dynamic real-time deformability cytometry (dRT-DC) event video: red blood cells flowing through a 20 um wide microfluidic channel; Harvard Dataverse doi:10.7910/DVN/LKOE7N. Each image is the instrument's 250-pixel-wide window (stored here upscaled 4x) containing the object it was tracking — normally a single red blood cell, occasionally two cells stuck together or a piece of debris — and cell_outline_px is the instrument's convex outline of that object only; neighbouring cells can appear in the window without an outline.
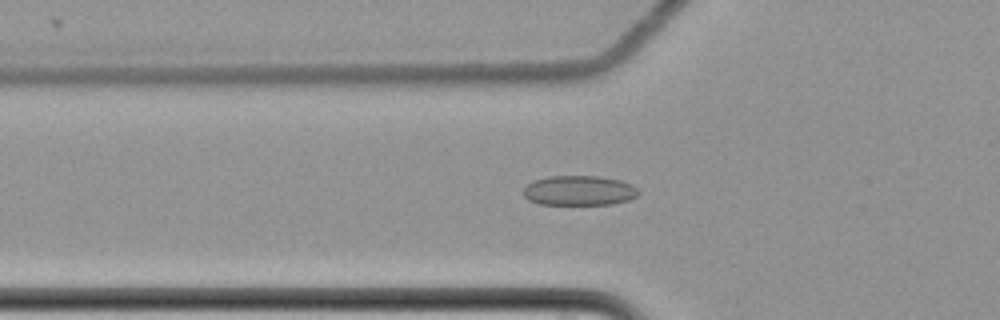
{"species": "common noctule bat (a hibernating species)", "species_latin": "Nyctalus noctula", "temperature_condition": "cold", "stored_images_in_passage": 61, "camera_frame_rate_fps": 3000, "um_per_image_px": 0.085, "animal": {"sex": "female", "body_mass_g": 22.7, "forearm_length_mm": 54.2}, "frame": {"image": 1, "passage_image": 23, "time_ms": 7.333, "image_size_px": [1000, 320], "cell_outline_px": [[640, 192], [636, 196], [628, 200], [612, 204], [540, 204], [528, 200], [524, 196], [524, 188], [532, 180], [548, 176], [596, 176], [620, 180], [632, 184]], "centroid_in_image_um": [49.21, 16.19], "position_along_channel_um": 76.6, "area_um2": 20.0}}
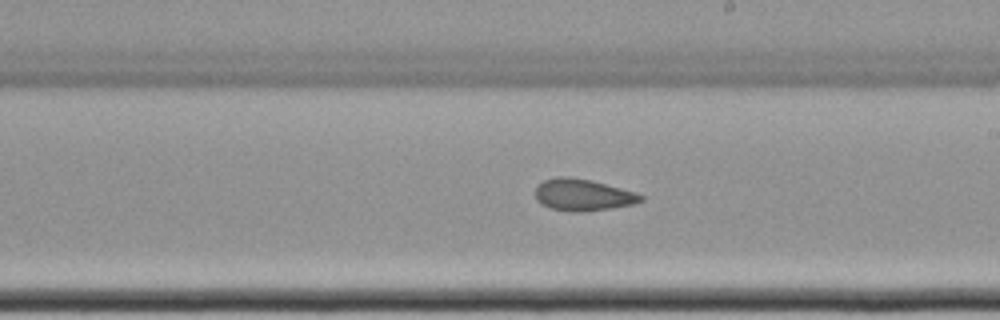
{"frame": {"image": 2, "passage_image": 37, "time_ms": 12.0, "image_size_px": [1000, 320], "cell_outline_px": [[644, 200], [632, 204], [612, 208], [580, 212], [572, 212], [552, 208], [540, 204], [536, 200], [536, 188], [544, 180], [556, 176], [568, 176], [592, 180], [636, 192], [644, 196]], "centroid_in_image_um": [49.55, 16.56], "position_along_channel_um": 239.4, "area_um2": 19.59}}
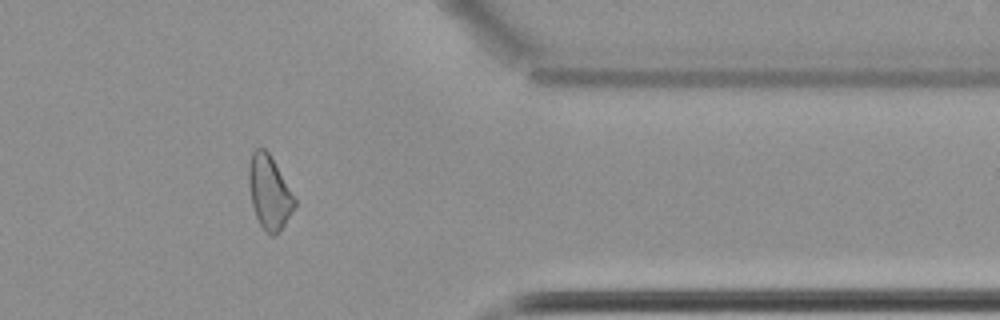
{"frame": {"image": 3, "passage_image": 51, "time_ms": 16.667, "image_size_px": [1000, 320], "cell_outline_px": [[296, 208], [280, 232], [276, 236], [272, 236], [260, 224], [256, 216], [252, 204], [248, 180], [248, 164], [252, 152], [256, 148], [264, 148], [268, 152], [296, 200]], "centroid_in_image_um": [22.89, 16.37], "position_along_channel_um": 388.5, "area_um2": 19.54}, "authors_computed_cell_mechanics": {"area_um2": 20.3456, "velocity_mm_per_s": 3.5022, "shape_relaxation_time_tau1_ms": null, "shape_relaxation_time_tau2_ms": 7.3064, "deformation_change_tau1": null, "deformation_change_tau2": 0.1276}}